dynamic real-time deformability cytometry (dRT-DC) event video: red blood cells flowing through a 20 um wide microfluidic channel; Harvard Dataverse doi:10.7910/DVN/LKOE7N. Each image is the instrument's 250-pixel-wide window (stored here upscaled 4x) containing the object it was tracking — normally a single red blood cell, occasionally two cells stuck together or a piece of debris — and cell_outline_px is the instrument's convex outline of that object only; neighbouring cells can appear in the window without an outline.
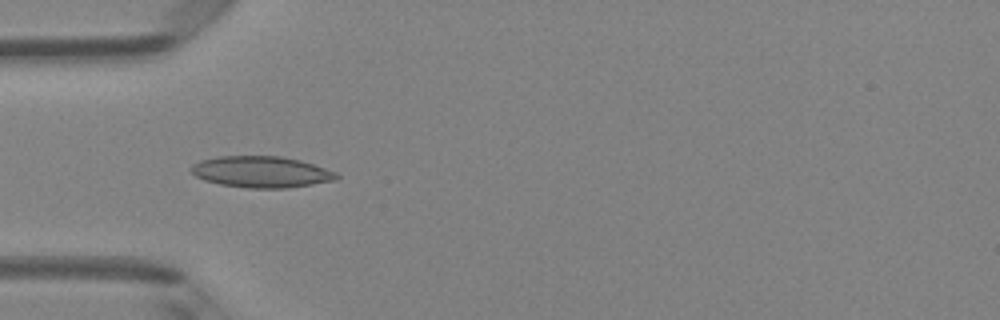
{"species": "Egyptian fruit bat (a non-hibernating species)", "species_latin": "Rousettus aegyptiacus", "temperature_condition": "room temperature", "stored_images_in_passage": 5, "camera_frame_rate_fps": 3000, "um_per_image_px": 0.085, "animal": {"sex": "female"}, "frame": {"image": 1, "passage_image": 5, "time_ms": 1.333, "image_size_px": [1000, 320], "cell_outline_px": [[340, 176], [336, 180], [288, 188], [248, 188], [220, 184], [204, 180], [196, 176], [192, 172], [192, 164], [200, 160], [220, 156], [280, 156], [300, 160], [336, 172]], "centroid_in_image_um": [22.21, 14.61], "position_along_channel_um": 62.8, "area_um2": 26.41}}